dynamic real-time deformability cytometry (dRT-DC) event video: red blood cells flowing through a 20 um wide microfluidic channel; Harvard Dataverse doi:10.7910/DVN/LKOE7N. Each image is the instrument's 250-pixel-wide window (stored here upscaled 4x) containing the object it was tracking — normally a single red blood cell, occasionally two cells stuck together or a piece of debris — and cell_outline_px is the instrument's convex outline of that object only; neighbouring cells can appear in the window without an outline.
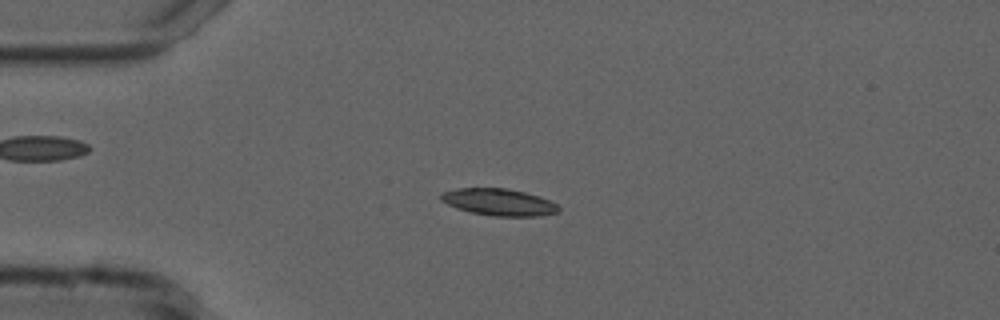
{"species": "common noctule bat (a hibernating species)", "species_latin": "Nyctalus noctula", "temperature_condition": "cold", "stored_images_in_passage": 51, "camera_frame_rate_fps": 3000, "um_per_image_px": 0.085, "animal": {"sex": "male", "forearm_length_mm": 52.5}, "frame": {"image": 1, "passage_image": 10, "time_ms": 3.0, "image_size_px": [1000, 320], "cell_outline_px": [[560, 212], [540, 216], [492, 216], [472, 212], [456, 208], [440, 200], [440, 196], [444, 192], [456, 188], [504, 188], [524, 192], [540, 196], [556, 204], [560, 208]], "centroid_in_image_um": [42.42, 17.18], "position_along_channel_um": 42.6, "area_um2": 18.38}}
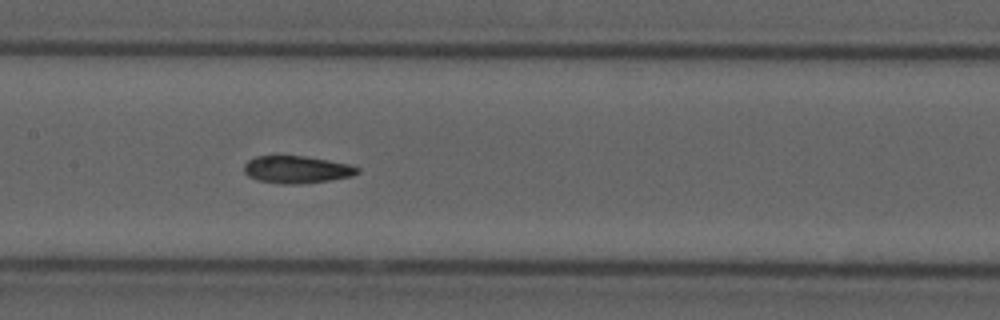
{"frame": {"image": 2, "passage_image": 23, "time_ms": 7.333, "image_size_px": [1000, 320], "cell_outline_px": [[360, 172], [352, 176], [328, 180], [296, 184], [280, 184], [256, 180], [248, 176], [244, 172], [244, 164], [248, 160], [256, 156], [276, 152], [304, 156], [328, 160], [348, 164], [360, 168]], "centroid_in_image_um": [25.14, 14.36], "position_along_channel_um": 182.3, "area_um2": 18.73}}
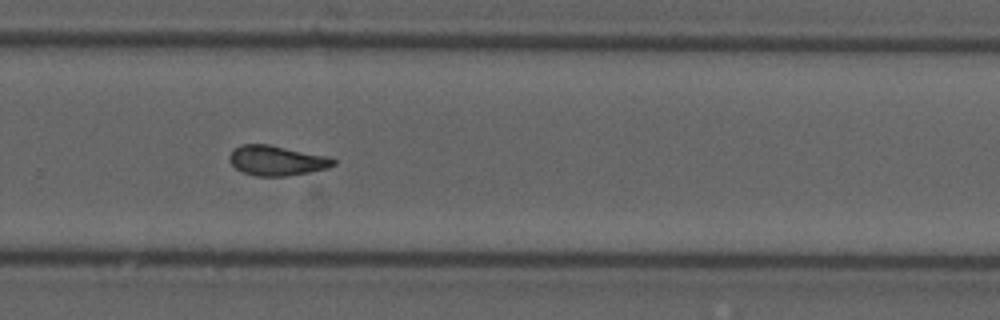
{"frame": {"image": 3, "passage_image": 33, "time_ms": 10.667, "image_size_px": [1000, 320], "cell_outline_px": [[336, 164], [328, 168], [288, 176], [256, 176], [244, 172], [236, 168], [228, 160], [228, 156], [232, 148], [240, 144], [268, 144], [328, 156], [336, 160]], "centroid_in_image_um": [23.5, 13.63], "position_along_channel_um": 306.3, "area_um2": 18.26}, "authors_computed_cell_mechanics": {"area_um2": 18.0914, "velocity_mm_per_s": 3.7493, "shape_relaxation_time_tau1_ms": 7.0065, "shape_relaxation_time_tau2_ms": 2.1736, "deformation_change_tau1": 0.1698, "deformation_change_tau2": 0.0928}}